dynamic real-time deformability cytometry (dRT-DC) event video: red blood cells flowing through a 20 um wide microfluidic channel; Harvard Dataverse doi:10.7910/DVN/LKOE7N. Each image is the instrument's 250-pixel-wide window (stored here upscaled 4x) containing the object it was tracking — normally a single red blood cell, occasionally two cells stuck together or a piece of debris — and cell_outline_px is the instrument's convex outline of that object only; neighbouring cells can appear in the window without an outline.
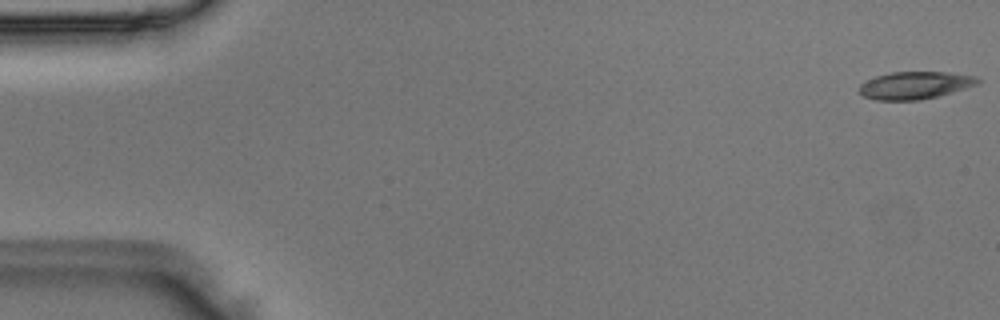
{"species": "Egyptian fruit bat (a non-hibernating species)", "species_latin": "Rousettus aegyptiacus", "temperature_condition": "room temperature", "stored_images_in_passage": 5, "camera_frame_rate_fps": 3000, "um_per_image_px": 0.085, "animal": {"sex": "male"}, "frame": {"image": 1, "passage_image": 1, "time_ms": 0.0, "image_size_px": [1000, 320], "cell_outline_px": [[980, 84], [952, 92], [920, 100], [876, 100], [864, 96], [860, 92], [860, 84], [876, 76], [892, 72], [944, 72], [976, 76], [980, 80]], "centroid_in_image_um": [77.8, 7.25], "position_along_channel_um": 7.2, "area_um2": 18.79}}